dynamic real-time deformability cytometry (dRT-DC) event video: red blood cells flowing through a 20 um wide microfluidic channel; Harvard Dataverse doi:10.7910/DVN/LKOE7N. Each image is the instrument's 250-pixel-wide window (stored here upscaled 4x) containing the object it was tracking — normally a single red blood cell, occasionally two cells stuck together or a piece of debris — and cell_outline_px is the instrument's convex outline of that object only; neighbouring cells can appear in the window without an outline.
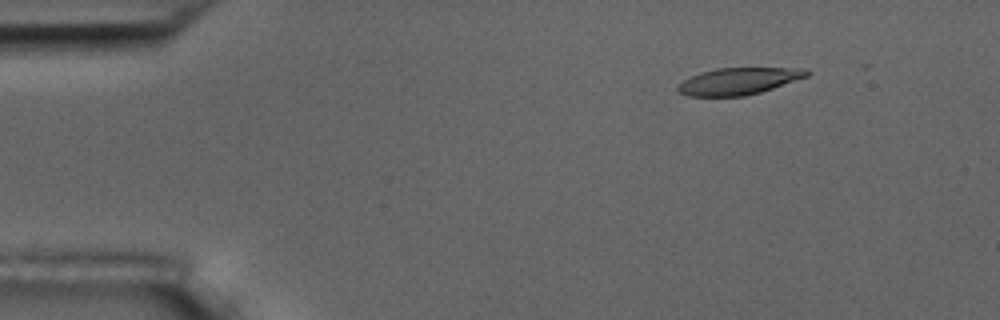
{"species": "common noctule bat (a hibernating species)", "species_latin": "Nyctalus noctula", "temperature_condition": "room temperature", "stored_images_in_passage": 10, "camera_frame_rate_fps": 3000, "um_per_image_px": 0.085, "animal": {"sex": "male", "body_mass_g": 17.5, "forearm_length_mm": 52.3}, "frame": {"image": 1, "passage_image": 2, "time_ms": 1.333, "image_size_px": [1000, 320], "cell_outline_px": [[812, 72], [808, 76], [760, 92], [744, 96], [688, 96], [676, 92], [676, 88], [684, 80], [700, 72], [716, 68], [784, 68]], "centroid_in_image_um": [62.69, 6.91], "position_along_channel_um": 22.3, "area_um2": 19.83}}
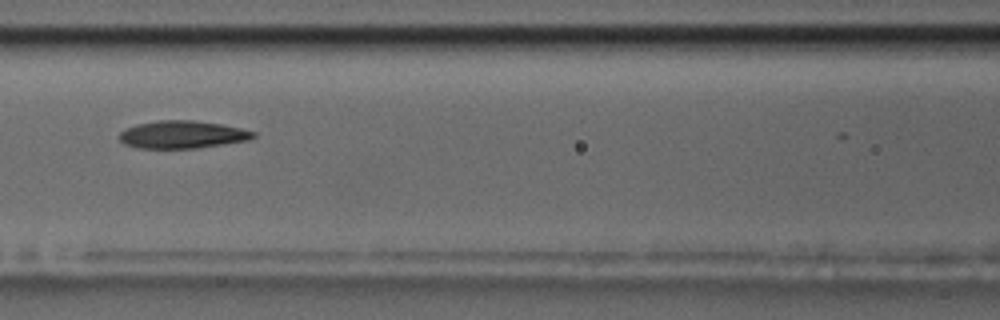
{"frame": {"image": 2, "passage_image": 7, "time_ms": 7.0, "image_size_px": [1000, 320], "cell_outline_px": [[256, 136], [248, 140], [224, 144], [196, 148], [140, 148], [124, 144], [116, 136], [124, 128], [136, 124], [160, 120], [192, 120], [220, 124], [240, 128], [256, 132]], "centroid_in_image_um": [15.45, 11.43], "position_along_channel_um": 151.1, "area_um2": 21.62}}
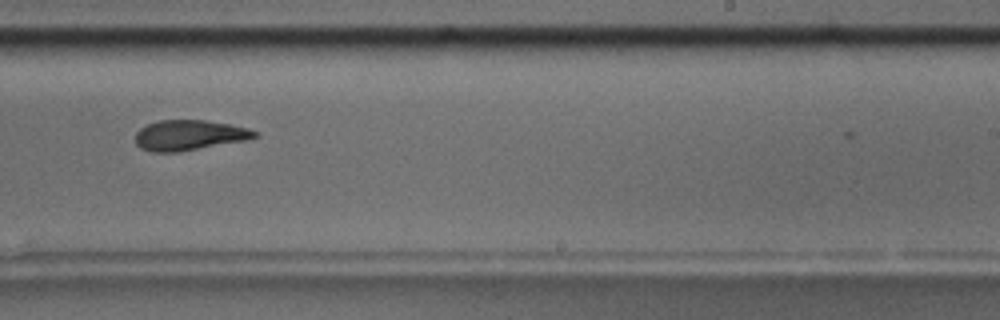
{"frame": {"image": 3, "passage_image": 10, "time_ms": 10.333, "image_size_px": [1000, 320], "cell_outline_px": [[260, 136], [248, 140], [180, 152], [152, 152], [140, 148], [136, 144], [136, 132], [140, 128], [148, 124], [160, 120], [204, 120], [228, 124], [248, 128], [260, 132]], "centroid_in_image_um": [16.12, 11.5], "position_along_channel_um": 272.9, "area_um2": 21.27}}